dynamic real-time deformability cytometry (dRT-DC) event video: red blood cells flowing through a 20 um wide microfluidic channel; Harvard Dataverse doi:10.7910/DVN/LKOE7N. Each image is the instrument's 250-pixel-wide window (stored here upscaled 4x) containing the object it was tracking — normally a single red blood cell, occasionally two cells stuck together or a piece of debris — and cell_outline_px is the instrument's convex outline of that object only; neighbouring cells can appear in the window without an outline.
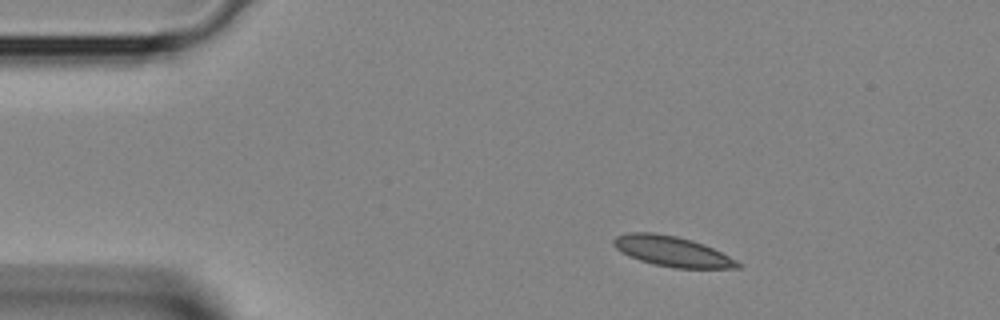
{"species": "Egyptian fruit bat (a non-hibernating species)", "species_latin": "Rousettus aegyptiacus", "temperature_condition": "room temperature", "stored_images_in_passage": 2, "camera_frame_rate_fps": 3000, "um_per_image_px": 0.085, "animal": {"sex": "female"}, "frame": {"image": 1, "passage_image": 1, "time_ms": 0.0, "image_size_px": [1000, 320], "cell_outline_px": [[740, 268], [672, 268], [652, 264], [628, 256], [620, 252], [612, 244], [612, 240], [616, 236], [632, 232], [652, 232], [676, 236], [692, 240], [704, 244], [736, 260], [740, 264]], "centroid_in_image_um": [57.08, 21.36], "position_along_channel_um": 27.9, "area_um2": 21.85}}